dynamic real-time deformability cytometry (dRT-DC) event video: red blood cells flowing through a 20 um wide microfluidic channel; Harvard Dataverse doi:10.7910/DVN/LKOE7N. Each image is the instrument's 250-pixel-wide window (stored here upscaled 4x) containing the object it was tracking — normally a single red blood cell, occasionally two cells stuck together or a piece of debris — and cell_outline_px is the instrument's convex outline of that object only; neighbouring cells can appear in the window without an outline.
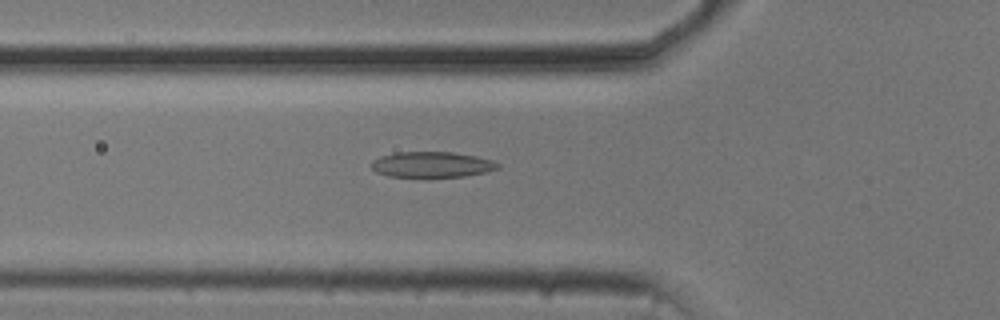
{"species": "common noctule bat (a hibernating species)", "species_latin": "Nyctalus noctula", "temperature_condition": "cold", "stored_images_in_passage": 27, "camera_frame_rate_fps": 3000, "um_per_image_px": 0.085, "animal": {"sex": "male", "body_mass_g": 20.5, "forearm_length_mm": 52.5}, "frame": {"image": 1, "passage_image": 3, "time_ms": 0.667, "image_size_px": [1000, 320], "cell_outline_px": [[500, 168], [488, 172], [464, 176], [424, 180], [388, 176], [376, 172], [368, 164], [372, 160], [380, 156], [396, 152], [452, 152], [476, 156], [492, 160], [500, 164]], "centroid_in_image_um": [36.67, 14.03], "position_along_channel_um": 89.1, "area_um2": 20.0}}
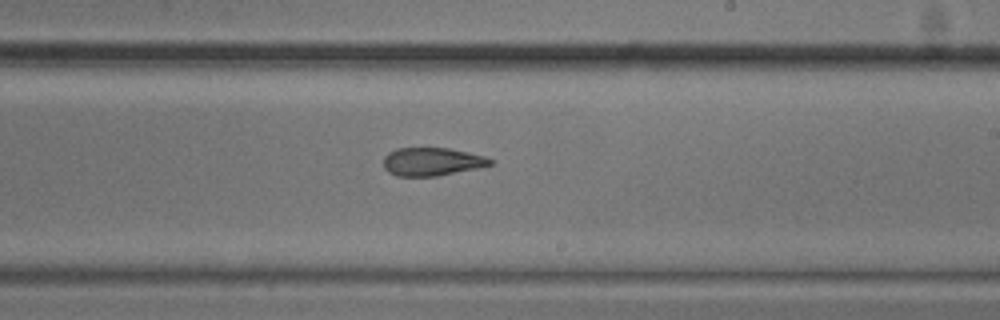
{"frame": {"image": 2, "passage_image": 16, "time_ms": 5.0, "image_size_px": [1000, 320], "cell_outline_px": [[496, 160], [492, 164], [476, 168], [436, 176], [396, 176], [388, 172], [384, 168], [384, 156], [388, 152], [396, 148], [448, 148], [468, 152], [484, 156]], "centroid_in_image_um": [36.7, 13.73], "position_along_channel_um": 252.3, "area_um2": 17.51}}
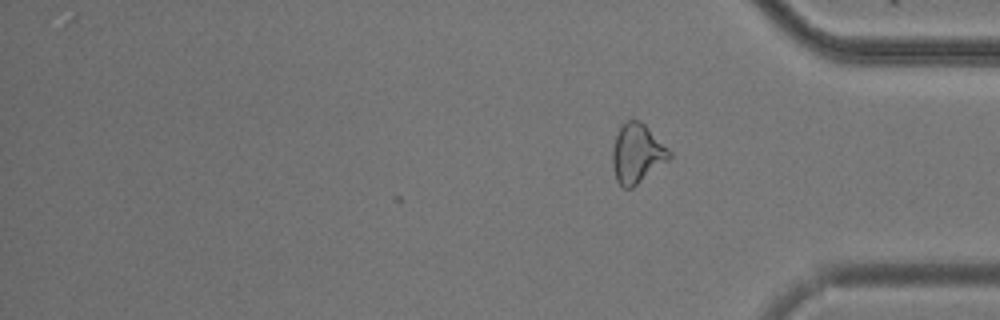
{"frame": {"image": 3, "passage_image": 27, "time_ms": 8.667, "image_size_px": [1000, 320], "cell_outline_px": [[672, 156], [668, 160], [632, 188], [624, 188], [616, 180], [612, 168], [612, 148], [616, 136], [620, 128], [628, 120], [640, 120], [672, 152]], "centroid_in_image_um": [54.14, 13.06], "position_along_channel_um": 381.1, "area_um2": 19.42}, "authors_computed_cell_mechanics": {"area_um2": 18.1492, "velocity_mm_per_s": 3.74, "shape_relaxation_time_tau1_ms": null, "shape_relaxation_time_tau2_ms": 2.4233, "deformation_change_tau1": null, "deformation_change_tau2": 0.1053}}